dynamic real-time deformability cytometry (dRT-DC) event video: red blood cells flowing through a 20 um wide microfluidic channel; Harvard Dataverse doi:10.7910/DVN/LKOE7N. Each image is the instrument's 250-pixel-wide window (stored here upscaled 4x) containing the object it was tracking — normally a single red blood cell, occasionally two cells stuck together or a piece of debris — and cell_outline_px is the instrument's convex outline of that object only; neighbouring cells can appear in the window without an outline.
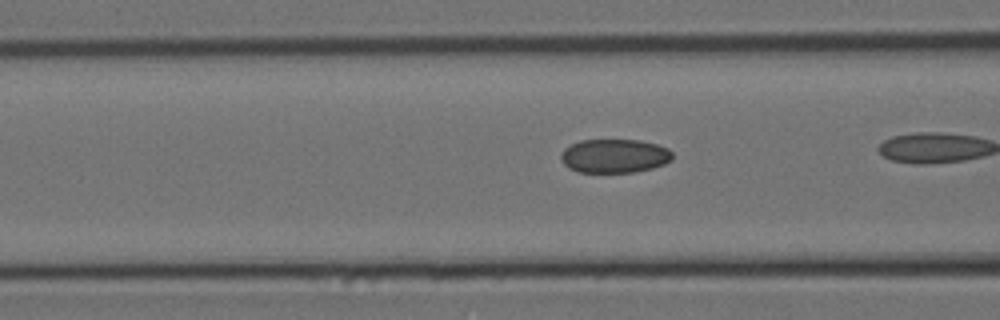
{"species": "Egyptian fruit bat (a non-hibernating species)", "species_latin": "Rousettus aegyptiacus", "temperature_condition": "cold", "stored_images_in_passage": 27, "camera_frame_rate_fps": 3000, "um_per_image_px": 0.085, "animal": {"sex": "female"}, "frame": {"image": 1, "passage_image": 5, "time_ms": 1.333, "image_size_px": [1000, 320], "cell_outline_px": [[672, 160], [664, 164], [652, 168], [636, 172], [576, 172], [568, 168], [560, 160], [560, 156], [564, 148], [580, 140], [640, 140], [656, 144], [668, 148], [672, 152]], "centroid_in_image_um": [52.22, 13.26], "position_along_channel_um": 114.4, "area_um2": 22.14}}